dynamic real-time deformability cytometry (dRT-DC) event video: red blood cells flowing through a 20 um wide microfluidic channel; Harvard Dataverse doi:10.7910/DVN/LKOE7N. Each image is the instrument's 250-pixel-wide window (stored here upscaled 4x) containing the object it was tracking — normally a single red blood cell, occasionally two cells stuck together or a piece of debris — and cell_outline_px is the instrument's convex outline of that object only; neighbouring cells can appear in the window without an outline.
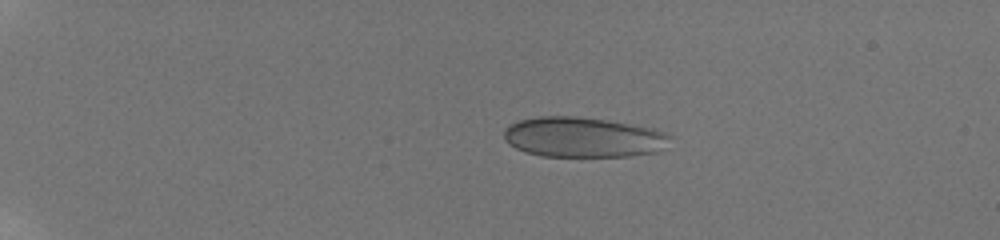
{"species": "human", "species_latin": "Homo sapiens", "temperature_condition": "room temperature", "stored_images_in_passage": 68, "camera_frame_rate_fps": 3000, "um_per_image_px": 0.085, "donor": {"sex": "male"}, "frame": {"image": 1, "passage_image": 2, "time_ms": 0.333, "image_size_px": [1000, 240], "cell_outline_px": [[676, 136], [668, 148], [656, 152], [628, 156], [540, 156], [524, 152], [508, 144], [504, 140], [504, 128], [508, 124], [520, 120], [540, 116], [572, 116], [604, 120], [656, 128], [668, 132]], "centroid_in_image_um": [49.64, 11.67], "position_along_channel_um": 35.4, "area_um2": 39.59}}
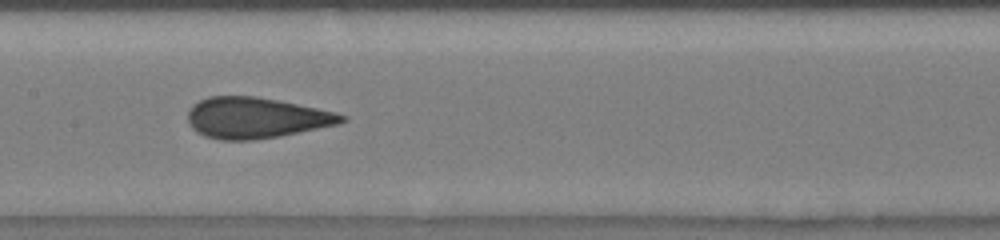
{"frame": {"image": 2, "passage_image": 30, "time_ms": 6.667, "image_size_px": [1000, 240], "cell_outline_px": [[348, 120], [336, 124], [280, 136], [252, 140], [220, 140], [204, 136], [196, 132], [192, 128], [188, 120], [188, 112], [192, 104], [208, 96], [256, 96], [280, 100], [336, 112], [348, 116]], "centroid_in_image_um": [21.74, 10.01], "position_along_channel_um": 185.7, "area_um2": 36.76}}
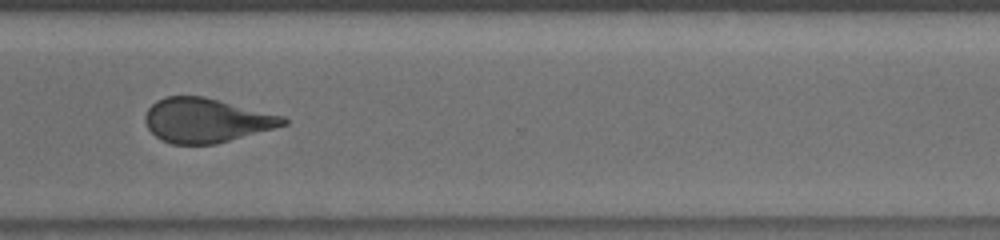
{"frame": {"image": 3, "passage_image": 48, "time_ms": 11.0, "image_size_px": [1000, 240], "cell_outline_px": [[288, 124], [216, 144], [172, 144], [160, 140], [148, 128], [144, 120], [144, 116], [148, 108], [156, 100], [164, 96], [204, 96], [284, 116], [288, 120]], "centroid_in_image_um": [17.5, 10.22], "position_along_channel_um": 353.1, "area_um2": 35.66}, "authors_computed_cell_mechanics": {"area_um2": 37.2232, "velocity_mm_per_s": 3.8643, "shape_relaxation_time_tau1_ms": null, "shape_relaxation_time_tau2_ms": 0.7754, "deformation_change_tau1": null, "deformation_change_tau2": 0.0492}}